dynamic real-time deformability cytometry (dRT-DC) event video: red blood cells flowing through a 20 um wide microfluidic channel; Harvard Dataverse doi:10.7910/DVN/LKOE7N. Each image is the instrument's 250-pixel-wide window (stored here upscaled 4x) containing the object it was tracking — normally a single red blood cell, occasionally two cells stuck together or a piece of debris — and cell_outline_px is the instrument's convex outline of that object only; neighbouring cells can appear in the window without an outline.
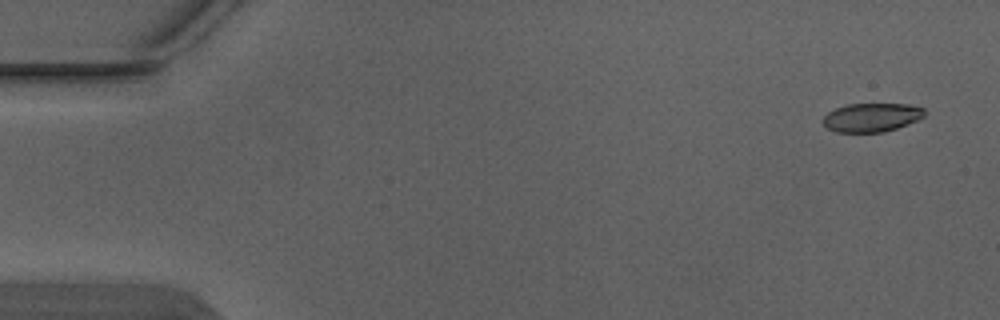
{"species": "Egyptian fruit bat (a non-hibernating species)", "species_latin": "Rousettus aegyptiacus", "temperature_condition": "warm", "stored_images_in_passage": 5, "camera_frame_rate_fps": 3000, "um_per_image_px": 0.085, "animal": {"sex": "male"}, "frame": {"image": 1, "passage_image": 1, "time_ms": 0.0, "image_size_px": [1000, 320], "cell_outline_px": [[924, 116], [908, 124], [884, 132], [836, 132], [828, 128], [820, 120], [828, 112], [836, 108], [848, 104], [908, 104], [924, 108]], "centroid_in_image_um": [74.06, 9.98], "position_along_channel_um": 10.9, "area_um2": 16.94}}
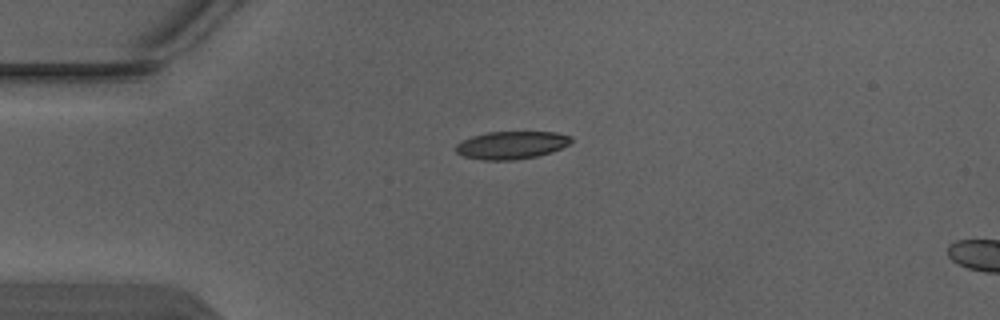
{"frame": {"image": 2, "passage_image": 4, "time_ms": 1.0, "image_size_px": [1000, 320], "cell_outline_px": [[572, 140], [568, 144], [552, 152], [536, 156], [512, 160], [480, 160], [464, 156], [456, 152], [456, 144], [472, 136], [488, 132], [556, 132], [572, 136]], "centroid_in_image_um": [43.47, 12.33], "position_along_channel_um": 41.5, "area_um2": 18.55}}